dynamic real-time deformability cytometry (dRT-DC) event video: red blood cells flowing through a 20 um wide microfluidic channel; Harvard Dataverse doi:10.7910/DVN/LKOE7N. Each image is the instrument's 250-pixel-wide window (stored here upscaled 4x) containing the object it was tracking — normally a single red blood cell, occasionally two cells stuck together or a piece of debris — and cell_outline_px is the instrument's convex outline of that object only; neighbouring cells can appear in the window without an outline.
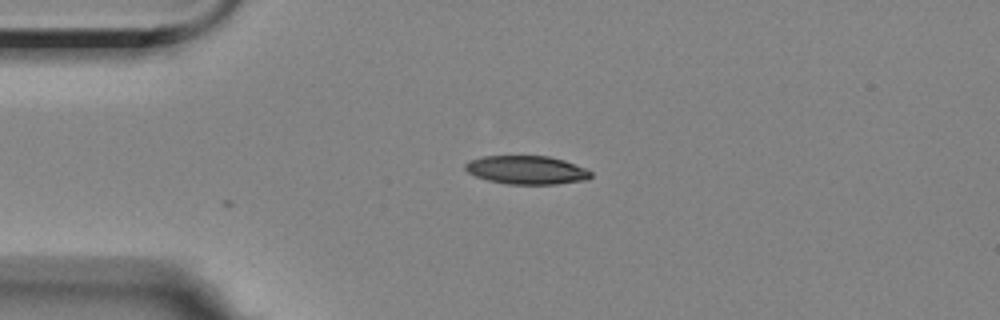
{"species": "Egyptian fruit bat (a non-hibernating species)", "species_latin": "Rousettus aegyptiacus", "temperature_condition": "room temperature", "stored_images_in_passage": 3, "camera_frame_rate_fps": 3000, "um_per_image_px": 0.085, "animal": {"sex": "female"}, "frame": {"image": 1, "passage_image": 3, "time_ms": 0.667, "image_size_px": [1000, 320], "cell_outline_px": [[592, 176], [588, 180], [556, 184], [508, 184], [488, 180], [476, 176], [468, 172], [464, 168], [464, 164], [468, 160], [484, 156], [548, 156], [564, 160], [584, 168], [592, 172]], "centroid_in_image_um": [44.76, 14.45], "position_along_channel_um": 40.2, "area_um2": 20.87}}